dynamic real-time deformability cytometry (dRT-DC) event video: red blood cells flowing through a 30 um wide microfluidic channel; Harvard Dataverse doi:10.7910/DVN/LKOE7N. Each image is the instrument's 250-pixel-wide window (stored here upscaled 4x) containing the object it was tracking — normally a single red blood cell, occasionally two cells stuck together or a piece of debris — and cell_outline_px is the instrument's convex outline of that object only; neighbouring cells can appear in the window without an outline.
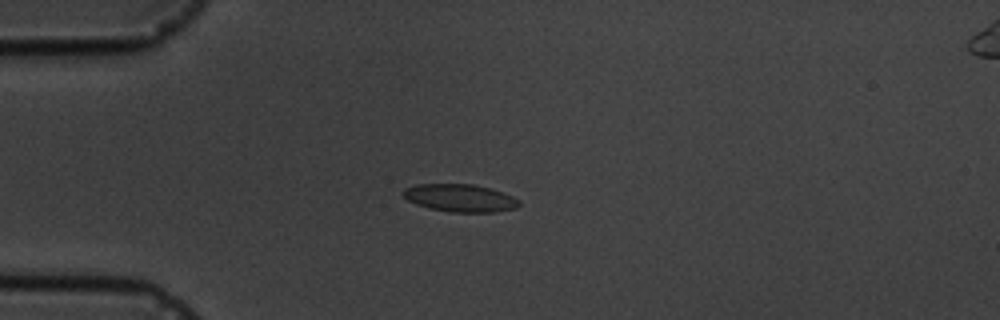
{"species": "common noctule bat (a hibernating species)", "species_latin": "Nyctalus noctula", "temperature_condition": "cold", "stored_images_in_passage": 15, "camera_frame_rate_fps": 3000, "um_per_image_px": 0.085, "animal": {"sex": "male", "body_mass_g": 19.5, "forearm_length_mm": 54.6}, "frame": {"image": 1, "passage_image": 3, "time_ms": 2.333, "image_size_px": [1000, 320], "cell_outline_px": [[520, 204], [516, 208], [496, 212], [452, 212], [428, 208], [416, 204], [408, 200], [404, 196], [404, 188], [416, 184], [472, 184], [492, 188], [512, 196], [520, 200]], "centroid_in_image_um": [39.13, 16.83], "position_along_channel_um": 45.9, "area_um2": 18.73}}
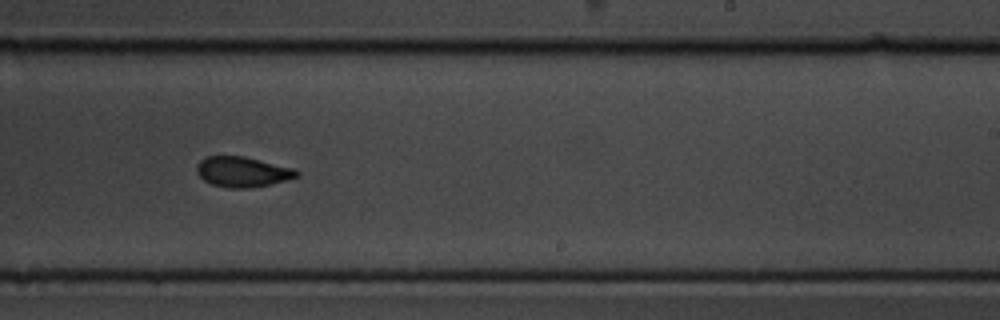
{"frame": {"image": 2, "passage_image": 9, "time_ms": 9.0, "image_size_px": [1000, 320], "cell_outline_px": [[300, 176], [288, 180], [272, 184], [252, 188], [228, 188], [212, 184], [204, 180], [196, 172], [196, 164], [200, 160], [208, 156], [244, 156], [292, 168], [300, 172]], "centroid_in_image_um": [20.62, 14.61], "position_along_channel_um": 268.4, "area_um2": 17.74}}
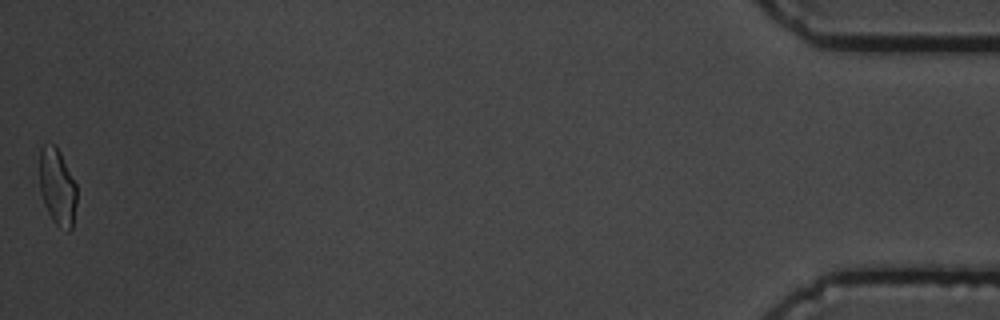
{"frame": {"image": 3, "passage_image": 15, "time_ms": 16.0, "image_size_px": [1000, 320], "cell_outline_px": [[76, 204], [72, 228], [68, 232], [56, 224], [52, 220], [44, 204], [40, 192], [40, 148], [44, 144], [56, 144], [76, 184]], "centroid_in_image_um": [4.87, 15.89], "position_along_channel_um": 430.3, "area_um2": 16.65}, "authors_computed_cell_mechanics": {"area_um2": 17.7446, "velocity_mm_per_s": 3.6297, "shape_relaxation_time_tau1_ms": 3.8772, "shape_relaxation_time_tau2_ms": 0.3801, "deformation_change_tau1": 0.136, "deformation_change_tau2": 0.0503}}